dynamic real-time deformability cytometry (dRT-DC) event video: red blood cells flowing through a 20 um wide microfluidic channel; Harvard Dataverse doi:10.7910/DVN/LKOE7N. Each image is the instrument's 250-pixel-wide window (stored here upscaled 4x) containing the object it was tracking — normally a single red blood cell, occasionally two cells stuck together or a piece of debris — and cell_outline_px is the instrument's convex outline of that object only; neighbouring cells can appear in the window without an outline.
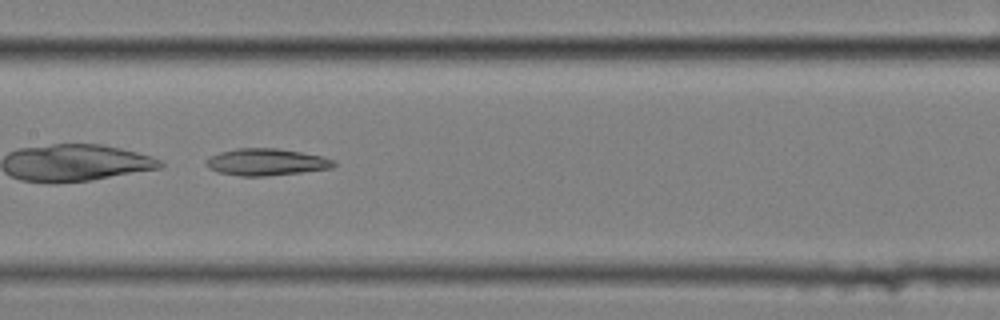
{"species": "common noctule bat (a hibernating species)", "species_latin": "Nyctalus noctula", "temperature_condition": "cold", "stored_images_in_passage": 39, "camera_frame_rate_fps": 3000, "um_per_image_px": 0.085, "animal": {"sex": "female", "body_mass_g": 25.1}, "frame": {"image": 1, "passage_image": 22, "time_ms": 7.0, "image_size_px": [1000, 320], "cell_outline_px": [[336, 164], [332, 168], [268, 176], [240, 176], [216, 172], [208, 168], [204, 164], [204, 160], [220, 152], [236, 148], [276, 148], [324, 156], [336, 160]], "centroid_in_image_um": [22.62, 13.77], "position_along_channel_um": 184.8, "area_um2": 20.17}, "authors_computed_cell_mechanics": {"area_um2": 20.6346, "velocity_mm_per_s": 3.4626, "shape_relaxation_time_tau1_ms": 0.238, "shape_relaxation_time_tau2_ms": null, "deformation_change_tau1": 0.168, "deformation_change_tau2": null}}